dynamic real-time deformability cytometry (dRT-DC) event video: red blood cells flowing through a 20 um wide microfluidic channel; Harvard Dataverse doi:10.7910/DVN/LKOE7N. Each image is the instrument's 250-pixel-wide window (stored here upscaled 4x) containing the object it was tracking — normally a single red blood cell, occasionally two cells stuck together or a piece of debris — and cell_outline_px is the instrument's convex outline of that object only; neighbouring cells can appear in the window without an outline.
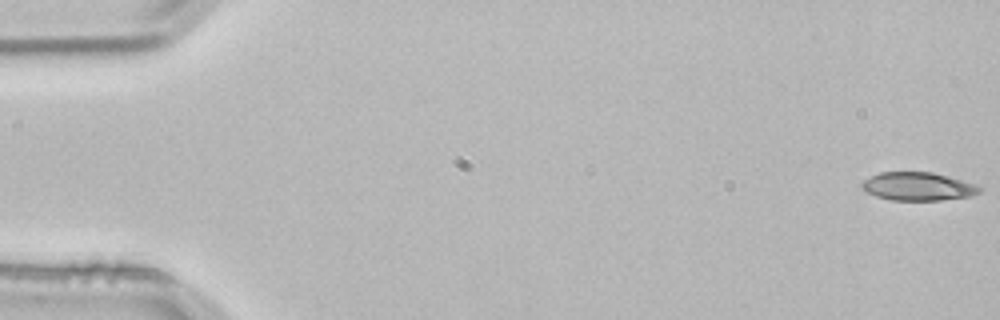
{"species": "common noctule bat (a hibernating species)", "species_latin": "Nyctalus noctula", "temperature_condition": "room temperature", "stored_images_in_passage": 3, "camera_frame_rate_fps": 3000, "um_per_image_px": 0.085, "animal": {"sex": "male", "body_mass_g": 21.5, "forearm_length_mm": 52.0}, "frame": {"image": 1, "passage_image": 1, "time_ms": 0.0, "image_size_px": [1000, 320], "cell_outline_px": [[984, 188], [980, 192], [972, 196], [940, 200], [892, 200], [876, 196], [860, 188], [860, 184], [864, 180], [880, 172], [932, 172], [976, 184]], "centroid_in_image_um": [78.04, 15.85], "position_along_channel_um": 7.0, "area_um2": 19.36}}
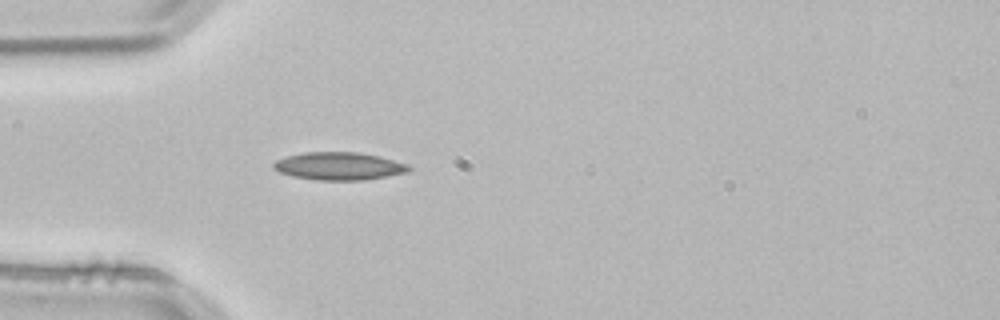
{"frame": {"image": 2, "passage_image": 3, "time_ms": 0.667, "image_size_px": [1000, 320], "cell_outline_px": [[412, 168], [408, 172], [388, 176], [364, 180], [316, 180], [292, 176], [280, 172], [272, 168], [272, 164], [276, 160], [284, 156], [304, 152], [360, 152], [380, 156], [408, 164]], "centroid_in_image_um": [28.81, 14.11], "position_along_channel_um": 56.2, "area_um2": 22.14}}